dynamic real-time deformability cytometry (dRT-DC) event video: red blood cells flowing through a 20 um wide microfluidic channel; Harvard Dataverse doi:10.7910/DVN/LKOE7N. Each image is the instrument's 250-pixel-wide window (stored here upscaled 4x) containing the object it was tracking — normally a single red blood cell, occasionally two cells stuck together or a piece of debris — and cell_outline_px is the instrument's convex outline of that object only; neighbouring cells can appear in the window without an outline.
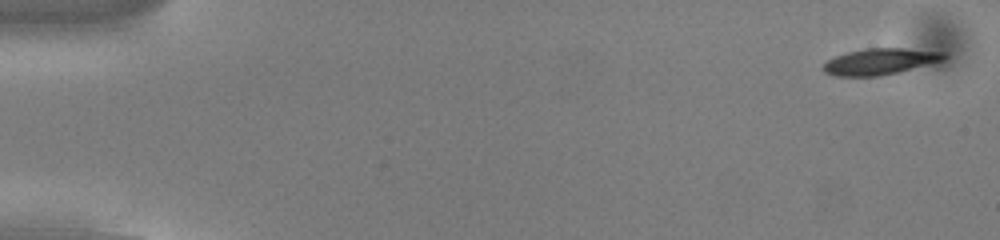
{"species": "common noctule bat (a hibernating species)", "species_latin": "Nyctalus noctula", "temperature_condition": "cold", "stored_images_in_passage": 50, "camera_frame_rate_fps": 3000, "um_per_image_px": 0.085, "animal": {"sex": "male", "body_mass_g": 13.0, "forearm_length_mm": 53.1}, "frame": {"image": 1, "passage_image": 1, "time_ms": 0.0, "image_size_px": [1000, 240], "cell_outline_px": [[948, 56], [944, 60], [900, 72], [880, 76], [832, 76], [824, 72], [824, 64], [828, 60], [836, 56], [848, 52], [868, 48], [904, 48], [944, 52]], "centroid_in_image_um": [74.83, 5.23], "position_along_channel_um": 10.2, "area_um2": 18.44}}
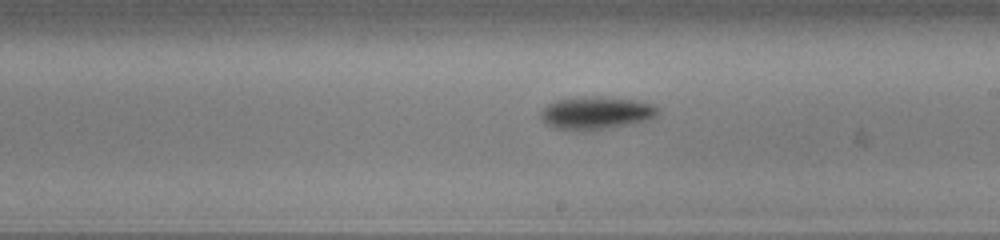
{"frame": {"image": 2, "passage_image": 30, "time_ms": 9.667, "image_size_px": [1000, 240], "cell_outline_px": [[660, 112], [656, 116], [644, 120], [628, 124], [588, 132], [580, 132], [552, 128], [540, 120], [540, 112], [548, 104], [556, 100], [584, 96], [596, 96], [640, 100], [652, 104], [660, 108]], "centroid_in_image_um": [50.63, 9.61], "position_along_channel_um": 238.4, "area_um2": 22.89}}
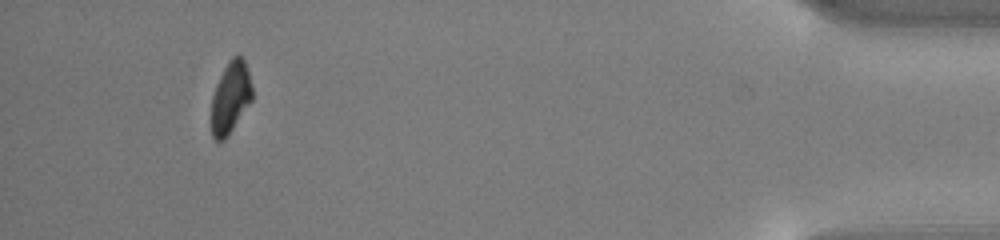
{"frame": {"image": 3, "passage_image": 49, "time_ms": 16.0, "image_size_px": [1000, 240], "cell_outline_px": [[252, 100], [228, 136], [224, 140], [216, 140], [212, 136], [212, 96], [216, 84], [228, 60], [236, 52], [244, 60], [248, 72], [252, 88]], "centroid_in_image_um": [19.6, 8.26], "position_along_channel_um": 415.6, "area_um2": 16.99}}